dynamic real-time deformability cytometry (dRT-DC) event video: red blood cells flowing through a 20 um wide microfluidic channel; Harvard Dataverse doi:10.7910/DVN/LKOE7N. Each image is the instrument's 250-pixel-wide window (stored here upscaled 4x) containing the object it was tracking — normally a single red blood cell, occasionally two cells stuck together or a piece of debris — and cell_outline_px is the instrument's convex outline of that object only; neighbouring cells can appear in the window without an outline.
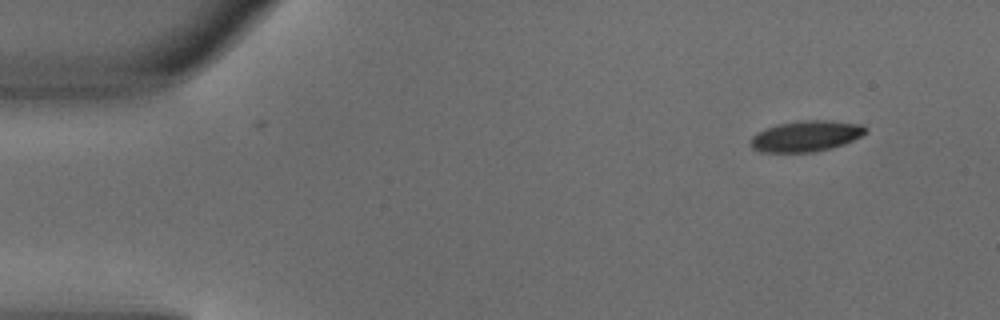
{"species": "common noctule bat (a hibernating species)", "species_latin": "Nyctalus noctula", "temperature_condition": "warm", "stored_images_in_passage": 3, "camera_frame_rate_fps": 3000, "um_per_image_px": 0.085, "animal": {"sex": "male", "body_mass_g": 18.8}, "frame": {"image": 1, "passage_image": 1, "time_ms": 0.0, "image_size_px": [1000, 320], "cell_outline_px": [[868, 132], [844, 144], [832, 148], [812, 152], [760, 152], [752, 148], [748, 144], [748, 140], [756, 132], [764, 128], [776, 124], [796, 120], [832, 120], [864, 124], [868, 128]], "centroid_in_image_um": [68.48, 11.55], "position_along_channel_um": 16.5, "area_um2": 21.27}}
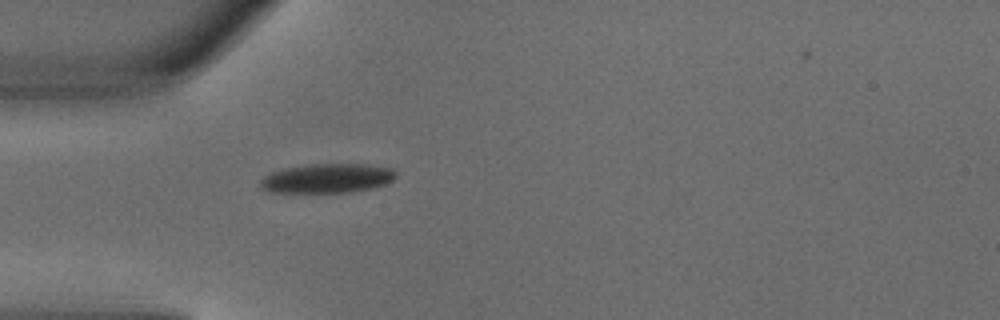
{"frame": {"image": 2, "passage_image": 3, "time_ms": 0.667, "image_size_px": [1000, 320], "cell_outline_px": [[396, 176], [388, 184], [372, 188], [352, 192], [268, 192], [260, 188], [260, 180], [264, 176], [272, 172], [288, 168], [308, 164], [364, 164], [392, 168], [396, 172]], "centroid_in_image_um": [27.83, 15.16], "position_along_channel_um": 57.2, "area_um2": 23.18}}